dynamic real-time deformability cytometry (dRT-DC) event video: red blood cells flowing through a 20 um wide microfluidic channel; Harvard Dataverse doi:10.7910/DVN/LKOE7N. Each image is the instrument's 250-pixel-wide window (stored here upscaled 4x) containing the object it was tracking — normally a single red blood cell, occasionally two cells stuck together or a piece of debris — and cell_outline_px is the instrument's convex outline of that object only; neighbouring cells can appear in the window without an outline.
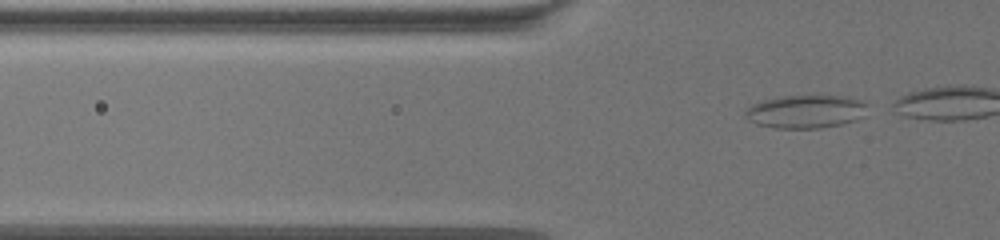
{"species": "common noctule bat (a hibernating species)", "species_latin": "Nyctalus noctula", "temperature_condition": "warm", "stored_images_in_passage": 24, "camera_frame_rate_fps": 3000, "um_per_image_px": 0.085, "animal": {"sex": "female", "body_mass_g": 19.5, "forearm_length_mm": 54.1}, "frame": {"image": 1, "passage_image": 14, "time_ms": 4.333, "image_size_px": [1000, 240], "cell_outline_px": [[868, 104], [864, 116], [856, 120], [840, 124], [820, 128], [776, 128], [756, 124], [748, 120], [744, 116], [744, 112], [752, 104], [760, 100], [780, 96], [848, 96], [860, 100]], "centroid_in_image_um": [68.47, 9.48], "position_along_channel_um": 57.3, "area_um2": 23.81}}
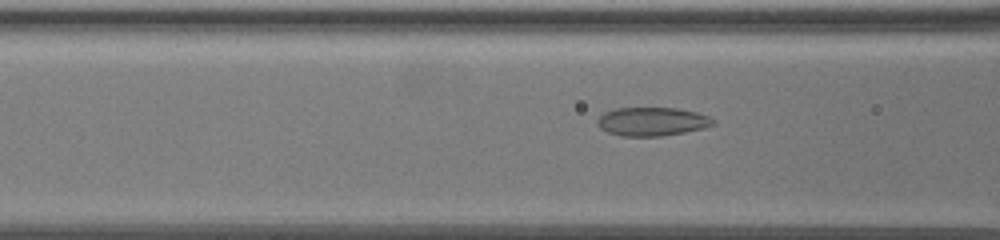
{"frame": {"image": 2, "passage_image": 21, "time_ms": 6.667, "image_size_px": [1000, 240], "cell_outline_px": [[716, 124], [704, 128], [684, 132], [660, 136], [620, 136], [608, 132], [600, 128], [596, 124], [596, 120], [604, 112], [616, 108], [676, 108], [696, 112], [708, 116]], "centroid_in_image_um": [55.39, 10.33], "position_along_channel_um": 111.2, "area_um2": 19.25}}